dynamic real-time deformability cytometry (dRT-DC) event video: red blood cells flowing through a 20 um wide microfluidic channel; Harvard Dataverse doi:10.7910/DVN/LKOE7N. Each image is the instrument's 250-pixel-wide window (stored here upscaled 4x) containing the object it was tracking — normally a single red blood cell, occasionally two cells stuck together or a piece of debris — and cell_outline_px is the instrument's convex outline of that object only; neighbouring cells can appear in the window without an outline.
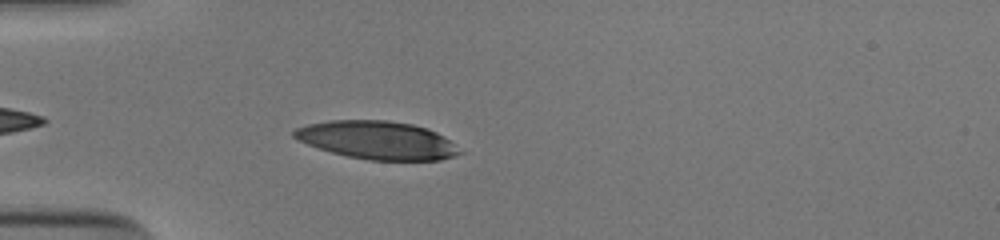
{"species": "human", "species_latin": "Homo sapiens", "temperature_condition": "cold", "stored_images_in_passage": 39, "camera_frame_rate_fps": 3000, "um_per_image_px": 0.085, "donor": {"sex": "male"}, "frame": {"image": 1, "passage_image": 5, "time_ms": 1.333, "image_size_px": [1000, 240], "cell_outline_px": [[464, 152], [456, 156], [440, 160], [368, 160], [348, 156], [332, 152], [308, 144], [292, 136], [292, 132], [296, 128], [308, 124], [328, 120], [388, 120], [412, 124], [428, 128], [444, 136]], "centroid_in_image_um": [32.1, 11.91], "position_along_channel_um": 52.9, "area_um2": 36.76}}
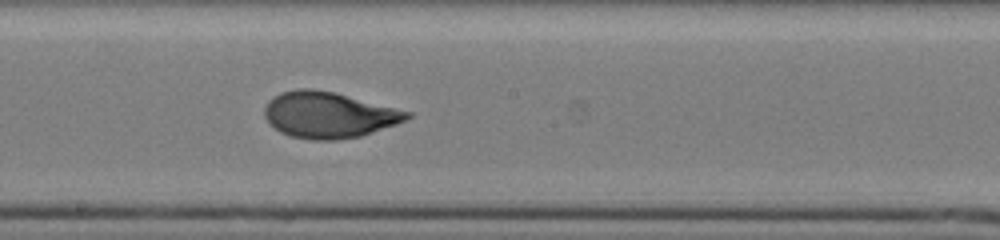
{"frame": {"image": 2, "passage_image": 19, "time_ms": 6.0, "image_size_px": [1000, 240], "cell_outline_px": [[412, 116], [396, 124], [360, 136], [336, 140], [312, 140], [292, 136], [280, 132], [264, 116], [264, 108], [268, 100], [272, 96], [280, 92], [300, 88], [308, 88], [332, 92], [412, 112]], "centroid_in_image_um": [27.91, 9.76], "position_along_channel_um": 220.3, "area_um2": 37.86}}
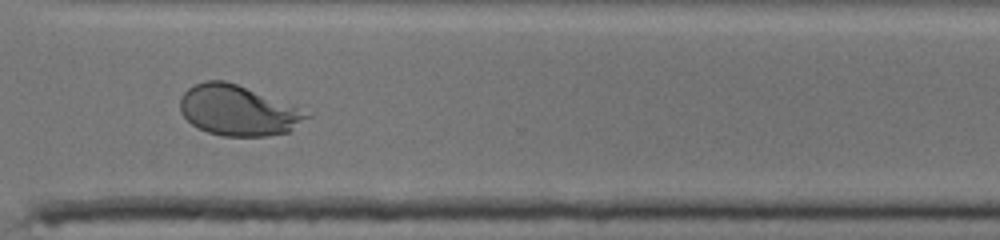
{"frame": {"image": 3, "passage_image": 29, "time_ms": 9.333, "image_size_px": [1000, 240], "cell_outline_px": [[308, 116], [288, 132], [268, 136], [220, 136], [208, 132], [192, 124], [180, 112], [180, 100], [184, 92], [188, 88], [196, 84], [208, 80], [224, 80], [236, 84], [296, 108]], "centroid_in_image_um": [20.12, 9.4], "position_along_channel_um": 350.5, "area_um2": 35.95}, "authors_computed_cell_mechanics": {"area_um2": 37.859, "velocity_mm_per_s": 3.8999, "shape_relaxation_time_tau1_ms": 4.5863, "shape_relaxation_time_tau2_ms": 1.0044, "deformation_change_tau1": 0.2181, "deformation_change_tau2": 0.0606}}